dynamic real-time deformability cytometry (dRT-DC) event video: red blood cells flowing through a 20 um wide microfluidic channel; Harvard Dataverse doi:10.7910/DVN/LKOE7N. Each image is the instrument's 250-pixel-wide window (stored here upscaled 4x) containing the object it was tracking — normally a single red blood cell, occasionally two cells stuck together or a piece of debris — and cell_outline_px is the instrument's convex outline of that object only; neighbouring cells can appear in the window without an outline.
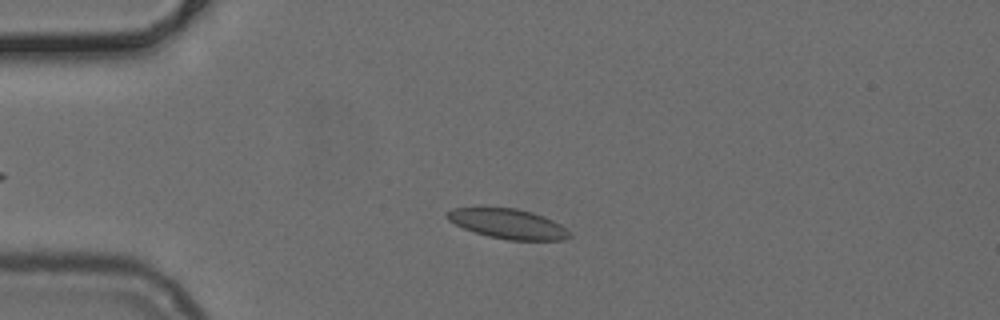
{"species": "common noctule bat (a hibernating species)", "species_latin": "Nyctalus noctula", "temperature_condition": "cold", "stored_images_in_passage": 44, "camera_frame_rate_fps": 3000, "um_per_image_px": 0.085, "animal": {"sex": "female", "body_mass_g": 24.6, "forearm_length_mm": 56.2}, "frame": {"image": 1, "passage_image": 10, "time_ms": 3.0, "image_size_px": [1000, 320], "cell_outline_px": [[572, 236], [564, 240], [508, 240], [488, 236], [464, 228], [448, 220], [444, 216], [444, 212], [452, 208], [516, 208], [532, 212], [544, 216], [568, 228]], "centroid_in_image_um": [43.2, 19.02], "position_along_channel_um": 41.8, "area_um2": 21.33}}
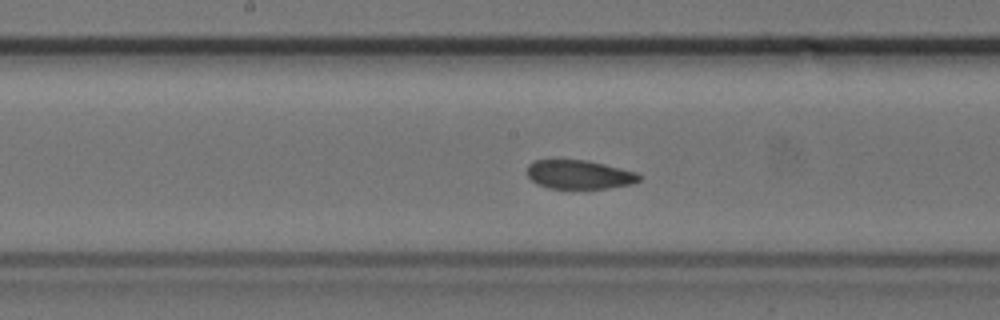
{"frame": {"image": 2, "passage_image": 24, "time_ms": 7.667, "image_size_px": [1000, 320], "cell_outline_px": [[640, 180], [632, 184], [608, 188], [548, 188], [536, 184], [528, 176], [528, 164], [532, 160], [588, 160], [636, 172], [640, 176]], "centroid_in_image_um": [49.22, 14.83], "position_along_channel_um": 199.0, "area_um2": 18.79}}
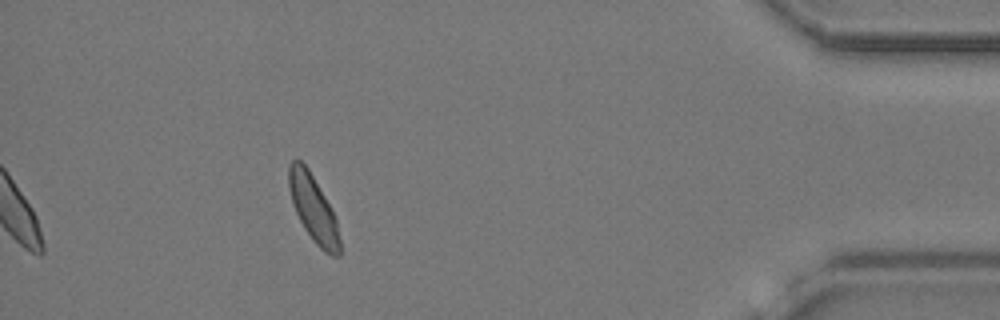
{"frame": {"image": 3, "passage_image": 44, "time_ms": 14.333, "image_size_px": [1000, 320], "cell_outline_px": [[340, 256], [332, 256], [324, 252], [316, 244], [304, 228], [292, 204], [288, 188], [288, 164], [292, 160], [300, 160], [308, 168], [324, 196], [336, 220], [340, 240]], "centroid_in_image_um": [26.6, 17.73], "position_along_channel_um": 408.6, "area_um2": 19.54}}